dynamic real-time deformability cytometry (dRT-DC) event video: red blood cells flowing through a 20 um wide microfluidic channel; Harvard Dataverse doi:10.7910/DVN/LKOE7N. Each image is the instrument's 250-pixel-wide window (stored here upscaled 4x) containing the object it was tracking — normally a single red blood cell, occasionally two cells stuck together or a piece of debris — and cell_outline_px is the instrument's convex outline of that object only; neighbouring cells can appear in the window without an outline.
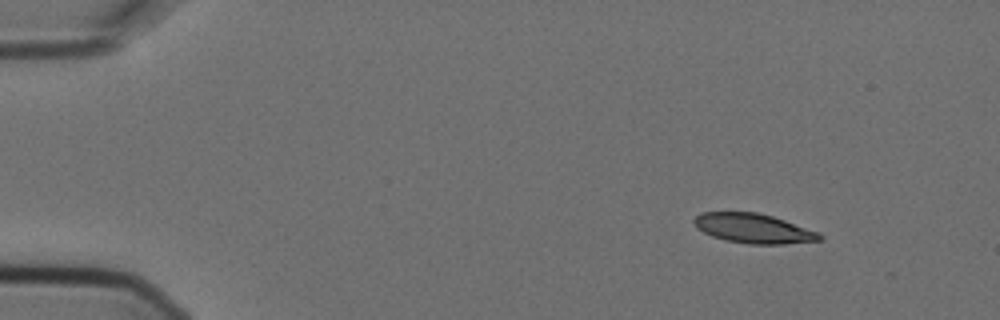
{"species": "Egyptian fruit bat (a non-hibernating species)", "species_latin": "Rousettus aegyptiacus", "temperature_condition": "cold", "stored_images_in_passage": 5, "camera_frame_rate_fps": 3000, "um_per_image_px": 0.085, "animal": {"sex": "female"}, "frame": {"image": 1, "passage_image": 1, "time_ms": 0.0, "image_size_px": [1000, 320], "cell_outline_px": [[824, 236], [820, 240], [784, 244], [748, 244], [724, 240], [712, 236], [696, 228], [692, 220], [700, 212], [756, 212], [772, 216], [820, 232]], "centroid_in_image_um": [64.03, 19.41], "position_along_channel_um": 21.0, "area_um2": 21.73}}
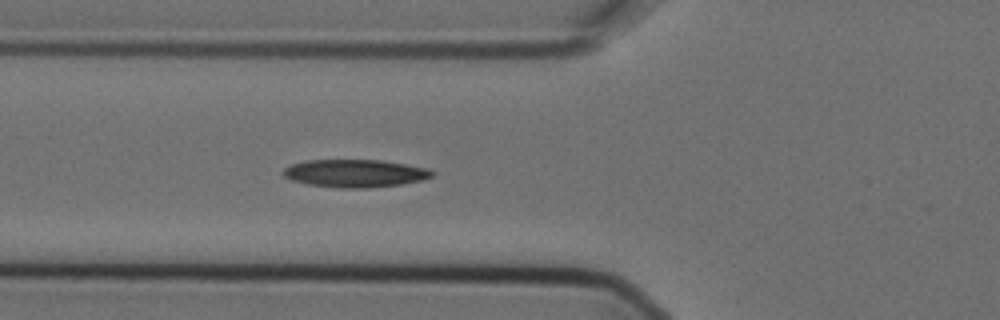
{"frame": {"image": 2, "passage_image": 5, "time_ms": 1.333, "image_size_px": [1000, 320], "cell_outline_px": [[436, 172], [432, 176], [424, 180], [400, 184], [368, 188], [340, 188], [308, 184], [292, 180], [284, 176], [284, 168], [292, 164], [308, 160], [380, 160], [428, 168]], "centroid_in_image_um": [30.21, 14.73], "position_along_channel_um": 95.6, "area_um2": 23.99}}